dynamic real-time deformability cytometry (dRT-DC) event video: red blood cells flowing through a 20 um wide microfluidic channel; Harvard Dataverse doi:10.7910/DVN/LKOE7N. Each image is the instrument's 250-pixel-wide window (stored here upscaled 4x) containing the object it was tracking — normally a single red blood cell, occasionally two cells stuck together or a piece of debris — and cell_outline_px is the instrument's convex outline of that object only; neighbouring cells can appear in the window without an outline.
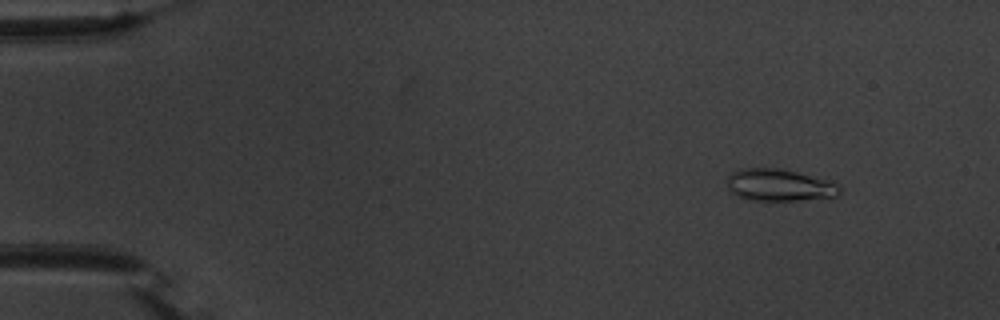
{"species": "common noctule bat (a hibernating species)", "species_latin": "Nyctalus noctula", "temperature_condition": "warm", "stored_images_in_passage": 56, "camera_frame_rate_fps": 3000, "um_per_image_px": 0.085, "animal": {"sex": "male", "body_mass_g": 20.1, "forearm_length_mm": 53.5}, "frame": {"image": 1, "passage_image": 7, "time_ms": 2.0, "image_size_px": [1000, 320], "cell_outline_px": [[840, 192], [836, 196], [800, 200], [748, 200], [736, 196], [728, 188], [724, 180], [732, 172], [740, 168], [784, 168], [840, 184]], "centroid_in_image_um": [66.18, 15.72], "position_along_channel_um": 18.8, "area_um2": 21.21}}
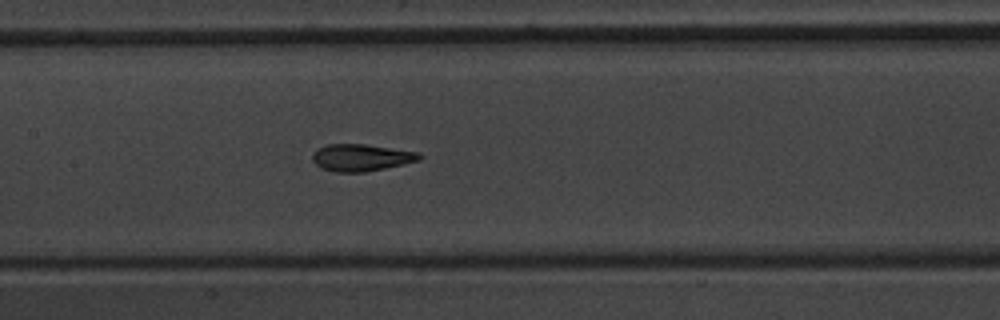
{"frame": {"image": 2, "passage_image": 28, "time_ms": 9.0, "image_size_px": [1000, 320], "cell_outline_px": [[424, 156], [420, 160], [404, 164], [364, 172], [336, 172], [320, 168], [312, 160], [312, 152], [316, 148], [328, 144], [364, 144], [416, 152]], "centroid_in_image_um": [30.65, 13.39], "position_along_channel_um": 176.7, "area_um2": 16.82}}
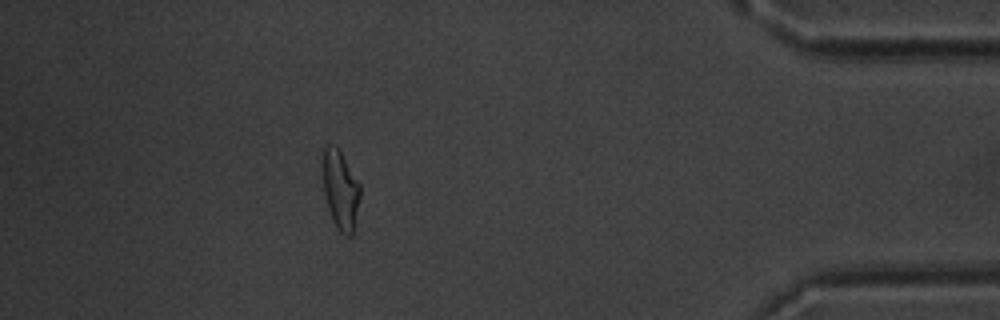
{"frame": {"image": 3, "passage_image": 50, "time_ms": 16.333, "image_size_px": [1000, 320], "cell_outline_px": [[360, 196], [352, 236], [344, 236], [336, 228], [332, 220], [328, 208], [324, 192], [324, 148], [328, 144], [336, 148], [340, 152], [360, 184]], "centroid_in_image_um": [28.96, 16.22], "position_along_channel_um": 406.2, "area_um2": 16.7}, "authors_computed_cell_mechanics": {"area_um2": 17.1666, "velocity_mm_per_s": 3.7374, "shape_relaxation_time_tau1_ms": 7.6141, "shape_relaxation_time_tau2_ms": 1.2895, "deformation_change_tau1": 0.2248, "deformation_change_tau2": 0.0795}}